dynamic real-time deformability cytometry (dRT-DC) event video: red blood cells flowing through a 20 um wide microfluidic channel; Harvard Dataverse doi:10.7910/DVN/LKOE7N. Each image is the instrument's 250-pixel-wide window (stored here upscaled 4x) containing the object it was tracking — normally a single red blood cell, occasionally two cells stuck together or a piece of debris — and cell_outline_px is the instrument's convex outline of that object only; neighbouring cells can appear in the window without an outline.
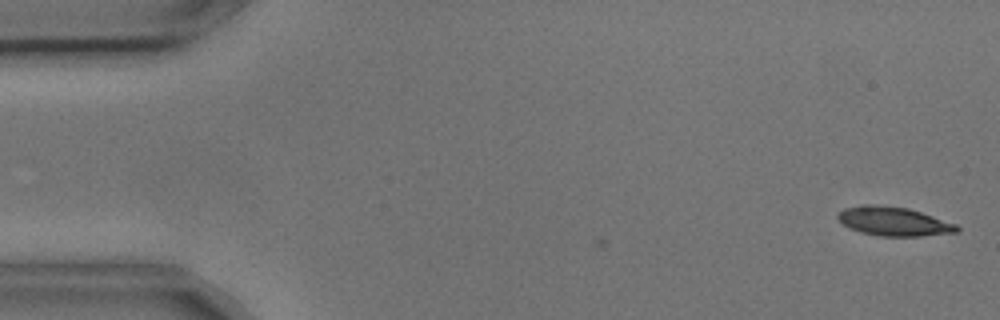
{"species": "common noctule bat (a hibernating species)", "species_latin": "Nyctalus noctula", "temperature_condition": "cold", "stored_images_in_passage": 2, "camera_frame_rate_fps": 3000, "um_per_image_px": 0.085, "animal": {"sex": "male", "body_mass_g": 17.9, "forearm_length_mm": 54.2}, "frame": {"image": 1, "passage_image": 2, "time_ms": 0.333, "image_size_px": [1000, 320], "cell_outline_px": [[960, 232], [920, 236], [880, 236], [860, 232], [848, 228], [836, 216], [844, 208], [860, 204], [872, 204], [908, 208], [956, 224], [960, 228]], "centroid_in_image_um": [75.95, 18.82], "position_along_channel_um": 9.0, "area_um2": 20.06}}